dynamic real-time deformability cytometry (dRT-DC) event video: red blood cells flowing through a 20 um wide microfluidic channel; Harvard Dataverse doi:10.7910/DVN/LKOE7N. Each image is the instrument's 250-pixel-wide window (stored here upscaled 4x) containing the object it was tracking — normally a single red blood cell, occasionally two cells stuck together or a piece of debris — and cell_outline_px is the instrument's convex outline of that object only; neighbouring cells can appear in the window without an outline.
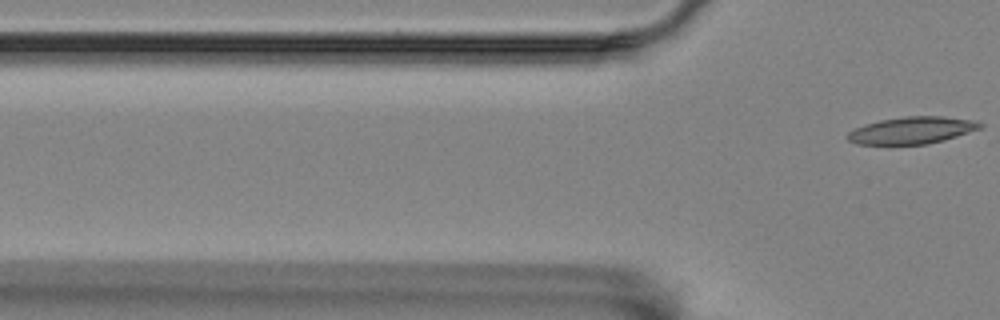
{"species": "Egyptian fruit bat (a non-hibernating species)", "species_latin": "Rousettus aegyptiacus", "temperature_condition": "room temperature", "stored_images_in_passage": 5, "camera_frame_rate_fps": 3000, "um_per_image_px": 0.085, "animal": {"sex": "female"}, "frame": {"image": 1, "passage_image": 5, "time_ms": 1.333, "image_size_px": [1000, 320], "cell_outline_px": [[984, 124], [980, 128], [944, 140], [928, 144], [892, 148], [888, 148], [856, 144], [848, 140], [844, 136], [848, 132], [864, 124], [880, 120], [904, 116], [944, 116], [972, 120]], "centroid_in_image_um": [77.39, 11.14], "position_along_channel_um": 48.4, "area_um2": 21.91}}